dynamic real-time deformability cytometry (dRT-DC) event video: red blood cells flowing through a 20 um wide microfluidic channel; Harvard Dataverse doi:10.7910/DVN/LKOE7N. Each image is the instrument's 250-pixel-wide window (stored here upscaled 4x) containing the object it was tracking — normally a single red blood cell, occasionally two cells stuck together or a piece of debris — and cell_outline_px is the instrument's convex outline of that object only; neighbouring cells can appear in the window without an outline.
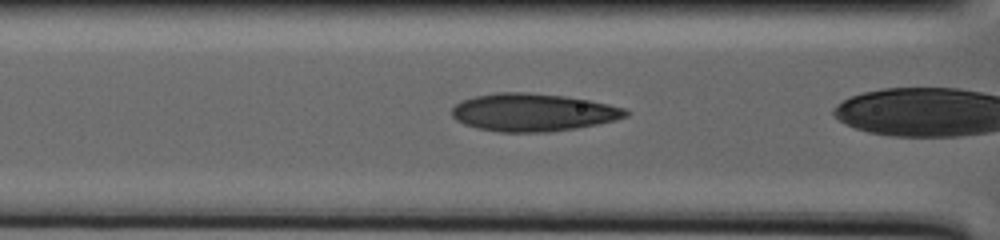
{"species": "human", "species_latin": "Homo sapiens", "temperature_condition": "warm", "stored_images_in_passage": 106, "camera_frame_rate_fps": 3000, "um_per_image_px": 0.085, "donor": {"sex": "male"}, "frame": {"image": 1, "passage_image": 61, "time_ms": 20.333, "image_size_px": [1000, 240], "cell_outline_px": [[632, 112], [628, 116], [616, 120], [576, 128], [548, 132], [500, 132], [476, 128], [464, 124], [456, 120], [452, 116], [452, 108], [460, 100], [476, 96], [496, 92], [528, 92], [568, 96], [608, 104], [624, 108]], "centroid_in_image_um": [45.3, 9.55], "position_along_channel_um": 121.3, "area_um2": 38.49}}
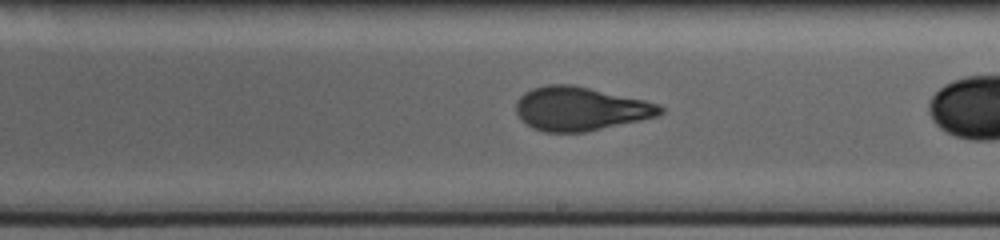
{"frame": {"image": 2, "passage_image": 85, "time_ms": 27.667, "image_size_px": [1000, 240], "cell_outline_px": [[664, 112], [656, 116], [640, 120], [584, 132], [544, 132], [532, 128], [520, 120], [516, 112], [516, 100], [524, 92], [532, 88], [548, 84], [572, 84], [644, 100], [660, 104], [664, 108]], "centroid_in_image_um": [49.29, 9.24], "position_along_channel_um": 239.7, "area_um2": 36.76}}
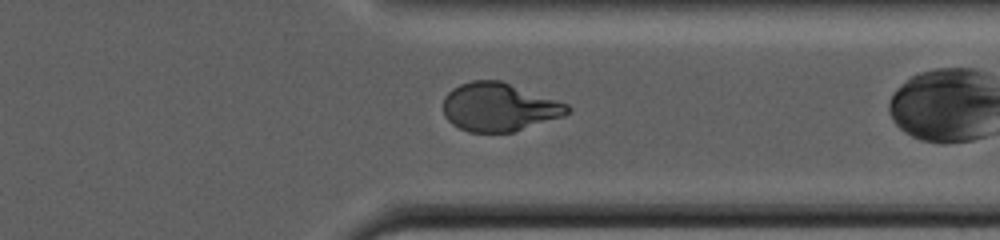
{"frame": {"image": 3, "passage_image": 103, "time_ms": 35.667, "image_size_px": [1000, 240], "cell_outline_px": [[572, 112], [564, 116], [512, 132], [468, 132], [452, 124], [444, 116], [444, 96], [452, 88], [460, 84], [472, 80], [500, 80], [568, 104], [572, 108]], "centroid_in_image_um": [42.42, 9.1], "position_along_channel_um": 369.0, "area_um2": 35.03}}